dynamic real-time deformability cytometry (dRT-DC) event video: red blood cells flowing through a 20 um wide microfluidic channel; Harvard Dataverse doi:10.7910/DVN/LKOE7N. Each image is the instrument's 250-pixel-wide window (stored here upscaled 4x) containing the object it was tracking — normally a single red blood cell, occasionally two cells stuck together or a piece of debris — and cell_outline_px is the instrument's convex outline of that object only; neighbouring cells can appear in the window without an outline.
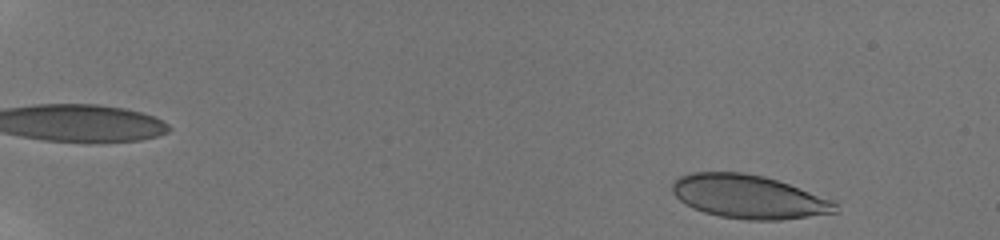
{"species": "human", "species_latin": "Homo sapiens", "temperature_condition": "room temperature", "stored_images_in_passage": 27, "camera_frame_rate_fps": 3000, "um_per_image_px": 0.085, "donor": {"sex": "male"}, "frame": {"image": 1, "passage_image": 5, "time_ms": 0.667, "image_size_px": [1000, 240], "cell_outline_px": [[840, 212], [780, 220], [748, 220], [720, 216], [704, 212], [692, 208], [684, 204], [672, 192], [672, 184], [680, 176], [692, 172], [744, 172], [764, 176], [836, 200]], "centroid_in_image_um": [63.68, 16.73], "position_along_channel_um": 21.3, "area_um2": 41.62}}
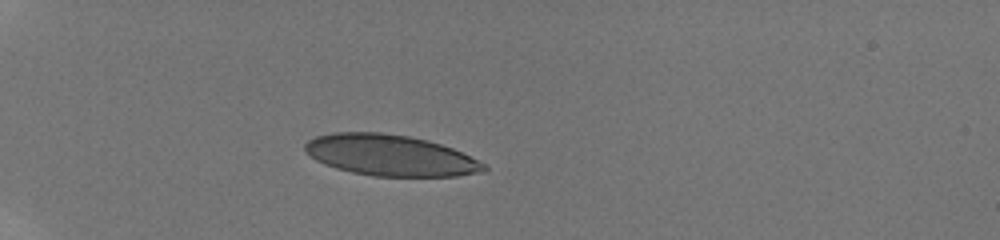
{"frame": {"image": 2, "passage_image": 23, "time_ms": 4.667, "image_size_px": [1000, 240], "cell_outline_px": [[488, 168], [484, 172], [456, 176], [372, 176], [352, 172], [336, 168], [324, 164], [316, 160], [304, 152], [304, 144], [308, 140], [316, 136], [332, 132], [380, 132], [408, 136], [428, 140], [452, 148], [488, 164]], "centroid_in_image_um": [33.17, 13.2], "position_along_channel_um": 51.8, "area_um2": 43.06}}